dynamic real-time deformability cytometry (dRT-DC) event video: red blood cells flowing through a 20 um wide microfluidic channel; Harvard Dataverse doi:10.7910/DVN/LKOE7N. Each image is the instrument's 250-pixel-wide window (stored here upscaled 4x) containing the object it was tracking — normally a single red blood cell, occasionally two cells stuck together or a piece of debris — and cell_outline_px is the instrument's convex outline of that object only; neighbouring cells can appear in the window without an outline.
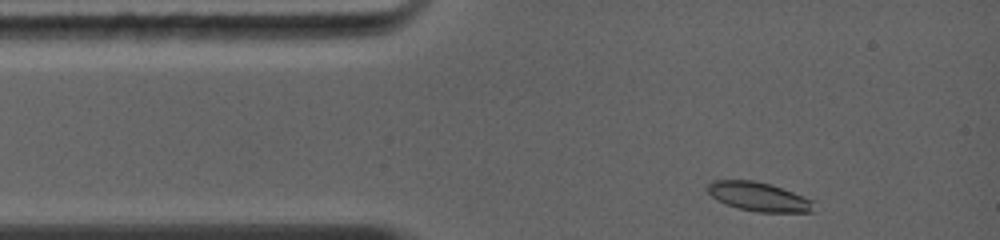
{"species": "common noctule bat (a hibernating species)", "species_latin": "Nyctalus noctula", "temperature_condition": "warm", "stored_images_in_passage": 31, "camera_frame_rate_fps": 5000, "um_per_image_px": 0.085, "animal": {"sex": "female", "body_mass_g": 19.0, "forearm_length_mm": 56.7}, "frame": {"image": 1, "passage_image": 1, "time_ms": 0.0, "image_size_px": [1000, 240], "cell_outline_px": [[812, 212], [756, 212], [736, 208], [716, 200], [704, 188], [712, 180], [752, 180], [772, 184], [804, 196], [812, 200]], "centroid_in_image_um": [64.43, 16.71], "position_along_channel_um": 20.6, "area_um2": 18.09}}
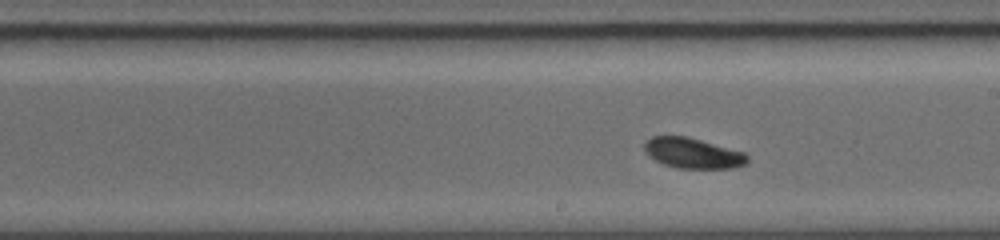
{"frame": {"image": 2, "passage_image": 18, "time_ms": 5.6, "image_size_px": [1000, 240], "cell_outline_px": [[748, 164], [736, 168], [676, 168], [664, 164], [656, 160], [644, 148], [644, 144], [652, 136], [684, 136], [700, 140], [744, 152], [748, 156]], "centroid_in_image_um": [58.95, 13.03], "position_along_channel_um": 230.1, "area_um2": 17.98}}
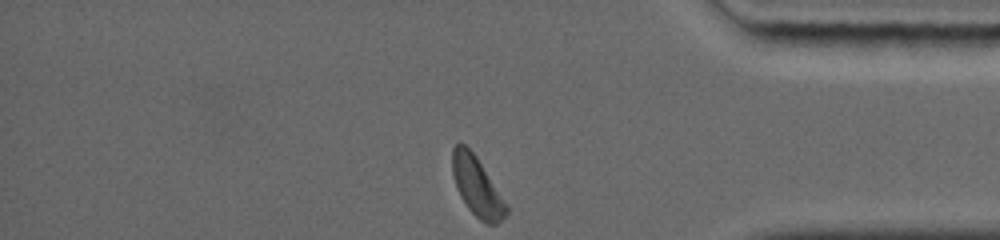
{"frame": {"image": 3, "passage_image": 31, "time_ms": 9.8, "image_size_px": [1000, 240], "cell_outline_px": [[508, 212], [496, 224], [488, 224], [480, 220], [468, 208], [460, 196], [456, 188], [452, 172], [452, 148], [460, 140], [476, 156], [508, 204]], "centroid_in_image_um": [40.53, 15.84], "position_along_channel_um": 394.7, "area_um2": 18.61}, "authors_computed_cell_mechanics": {"area_um2": 18.207, "velocity_mm_per_s": 4.3495, "shape_relaxation_time_tau1_ms": 2.2904, "shape_relaxation_time_tau2_ms": null, "deformation_change_tau1": 0.1224, "deformation_change_tau2": null}}